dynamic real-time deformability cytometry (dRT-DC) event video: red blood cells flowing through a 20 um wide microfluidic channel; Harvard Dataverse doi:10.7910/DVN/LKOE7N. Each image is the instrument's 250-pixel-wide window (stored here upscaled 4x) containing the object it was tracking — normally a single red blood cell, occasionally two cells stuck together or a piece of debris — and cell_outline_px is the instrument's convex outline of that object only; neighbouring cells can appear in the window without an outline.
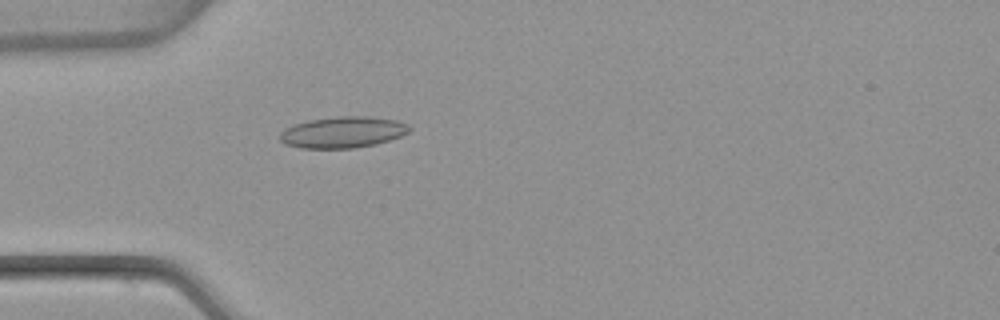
{"species": "common noctule bat (a hibernating species)", "species_latin": "Nyctalus noctula", "temperature_condition": "warm", "stored_images_in_passage": 53, "camera_frame_rate_fps": 3000, "um_per_image_px": 0.085, "animal": {"sex": "female", "body_mass_g": 22.7, "forearm_length_mm": 54.2}, "frame": {"image": 1, "passage_image": 16, "time_ms": 5.0, "image_size_px": [1000, 320], "cell_outline_px": [[412, 128], [408, 132], [400, 136], [376, 144], [352, 148], [300, 148], [284, 144], [280, 140], [280, 132], [284, 128], [308, 120], [336, 116], [368, 116], [396, 120], [408, 124]], "centroid_in_image_um": [29.12, 11.23], "position_along_channel_um": 55.9, "area_um2": 23.64}}
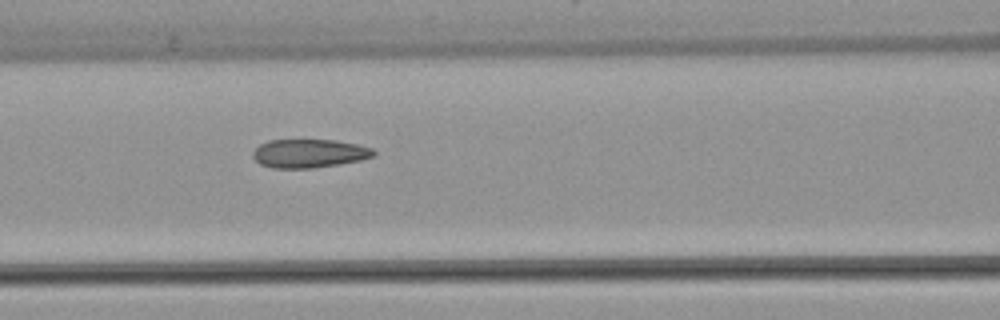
{"frame": {"image": 2, "passage_image": 23, "time_ms": 7.333, "image_size_px": [1000, 320], "cell_outline_px": [[376, 156], [360, 160], [340, 164], [312, 168], [272, 168], [260, 164], [252, 156], [252, 152], [260, 144], [268, 140], [336, 140], [356, 144], [372, 148], [376, 152]], "centroid_in_image_um": [26.29, 13.04], "position_along_channel_um": 140.3, "area_um2": 20.17}}
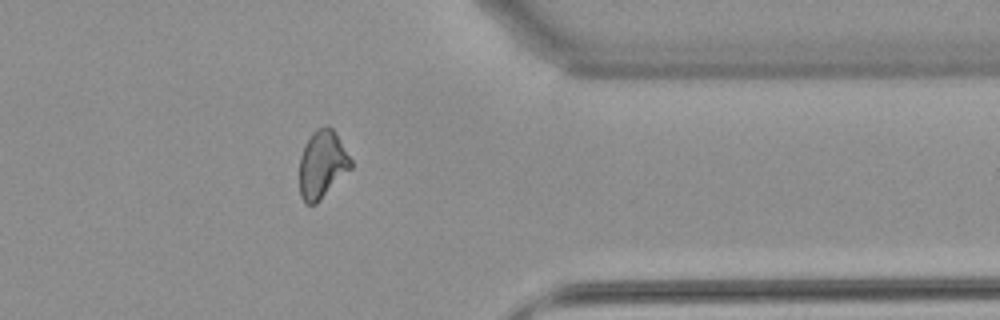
{"frame": {"image": 3, "passage_image": 43, "time_ms": 14.0, "image_size_px": [1000, 320], "cell_outline_px": [[352, 168], [316, 204], [308, 204], [300, 196], [300, 156], [304, 144], [312, 132], [316, 128], [324, 124], [328, 124], [336, 132], [352, 160]], "centroid_in_image_um": [27.4, 13.92], "position_along_channel_um": 384.0, "area_um2": 20.52}, "authors_computed_cell_mechanics": {"area_um2": 20.9236, "velocity_mm_per_s": 3.8505, "shape_relaxation_time_tau1_ms": null, "shape_relaxation_time_tau2_ms": 2.103, "deformation_change_tau1": null, "deformation_change_tau2": 0.0818}}